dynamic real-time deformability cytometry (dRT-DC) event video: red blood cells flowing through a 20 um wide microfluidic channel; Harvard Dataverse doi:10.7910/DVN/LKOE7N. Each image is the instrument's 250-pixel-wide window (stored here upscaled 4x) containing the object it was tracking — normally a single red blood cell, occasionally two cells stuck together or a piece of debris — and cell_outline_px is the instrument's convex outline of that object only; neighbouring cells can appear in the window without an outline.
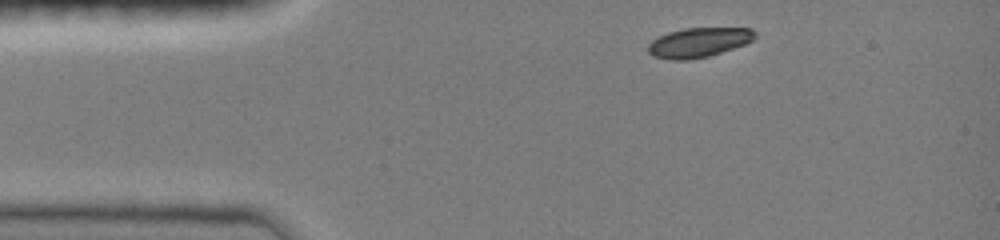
{"species": "common noctule bat (a hibernating species)", "species_latin": "Nyctalus noctula", "temperature_condition": "room temperature", "stored_images_in_passage": 8, "camera_frame_rate_fps": 3000, "um_per_image_px": 0.085, "animal": {"sex": "female", "body_mass_g": 19.0, "forearm_length_mm": 51.5}, "frame": {"image": 1, "passage_image": 1, "time_ms": 0.0, "image_size_px": [1000, 240], "cell_outline_px": [[756, 36], [752, 40], [744, 44], [708, 56], [688, 60], [672, 60], [652, 56], [648, 52], [648, 44], [652, 40], [668, 32], [684, 28], [752, 28], [756, 32]], "centroid_in_image_um": [59.36, 3.6], "position_along_channel_um": 25.6, "area_um2": 18.32}}
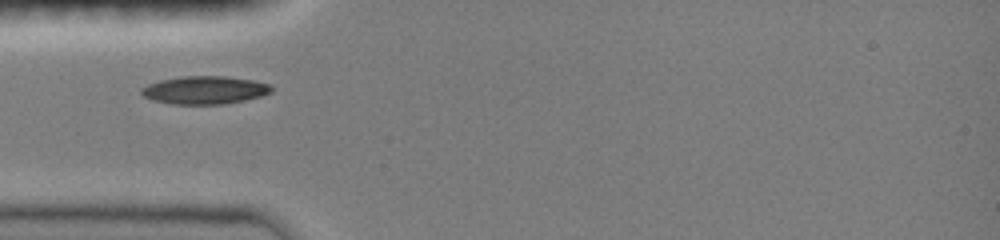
{"frame": {"image": 2, "passage_image": 5, "time_ms": 2.333, "image_size_px": [1000, 240], "cell_outline_px": [[272, 92], [260, 96], [244, 100], [224, 104], [172, 104], [152, 100], [144, 96], [140, 92], [140, 88], [148, 84], [160, 80], [184, 76], [224, 76], [252, 80], [272, 84]], "centroid_in_image_um": [17.39, 7.65], "position_along_channel_um": 67.6, "area_um2": 21.21}}
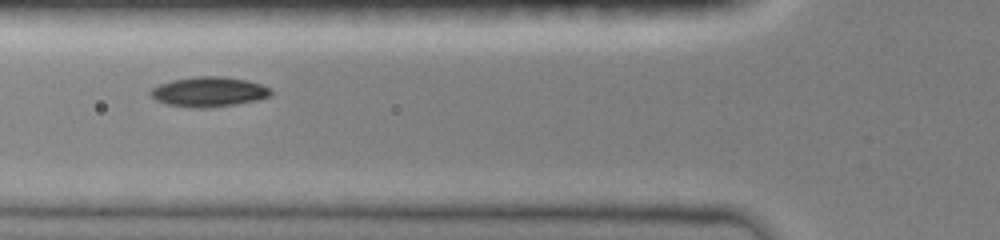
{"frame": {"image": 3, "passage_image": 7, "time_ms": 3.333, "image_size_px": [1000, 240], "cell_outline_px": [[272, 96], [256, 100], [236, 104], [208, 108], [188, 108], [168, 104], [156, 100], [148, 92], [152, 88], [160, 84], [172, 80], [196, 76], [220, 76], [244, 80], [260, 84], [268, 88], [272, 92]], "centroid_in_image_um": [17.72, 7.81], "position_along_channel_um": 108.1, "area_um2": 20.87}}